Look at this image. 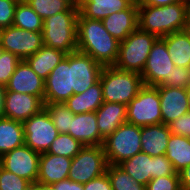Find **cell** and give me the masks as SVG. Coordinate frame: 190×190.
<instances>
[{
  "instance_id": "1",
  "label": "cell",
  "mask_w": 190,
  "mask_h": 190,
  "mask_svg": "<svg viewBox=\"0 0 190 190\" xmlns=\"http://www.w3.org/2000/svg\"><path fill=\"white\" fill-rule=\"evenodd\" d=\"M120 42L110 35L101 20L77 19V50L88 54L103 66H112L119 55Z\"/></svg>"
},
{
  "instance_id": "2",
  "label": "cell",
  "mask_w": 190,
  "mask_h": 190,
  "mask_svg": "<svg viewBox=\"0 0 190 190\" xmlns=\"http://www.w3.org/2000/svg\"><path fill=\"white\" fill-rule=\"evenodd\" d=\"M187 23V4L183 1L166 6L138 5V28L157 37L185 30Z\"/></svg>"
},
{
  "instance_id": "3",
  "label": "cell",
  "mask_w": 190,
  "mask_h": 190,
  "mask_svg": "<svg viewBox=\"0 0 190 190\" xmlns=\"http://www.w3.org/2000/svg\"><path fill=\"white\" fill-rule=\"evenodd\" d=\"M103 101L128 105L144 86L140 73L104 66L100 74Z\"/></svg>"
},
{
  "instance_id": "4",
  "label": "cell",
  "mask_w": 190,
  "mask_h": 190,
  "mask_svg": "<svg viewBox=\"0 0 190 190\" xmlns=\"http://www.w3.org/2000/svg\"><path fill=\"white\" fill-rule=\"evenodd\" d=\"M79 11H63L43 20V42L66 54L77 50Z\"/></svg>"
},
{
  "instance_id": "5",
  "label": "cell",
  "mask_w": 190,
  "mask_h": 190,
  "mask_svg": "<svg viewBox=\"0 0 190 190\" xmlns=\"http://www.w3.org/2000/svg\"><path fill=\"white\" fill-rule=\"evenodd\" d=\"M155 34L137 28L119 44V55L114 66L120 70L142 73L149 53L158 39Z\"/></svg>"
},
{
  "instance_id": "6",
  "label": "cell",
  "mask_w": 190,
  "mask_h": 190,
  "mask_svg": "<svg viewBox=\"0 0 190 190\" xmlns=\"http://www.w3.org/2000/svg\"><path fill=\"white\" fill-rule=\"evenodd\" d=\"M141 127L124 123L104 139L103 149L107 163L119 165L141 152Z\"/></svg>"
},
{
  "instance_id": "7",
  "label": "cell",
  "mask_w": 190,
  "mask_h": 190,
  "mask_svg": "<svg viewBox=\"0 0 190 190\" xmlns=\"http://www.w3.org/2000/svg\"><path fill=\"white\" fill-rule=\"evenodd\" d=\"M126 108L129 124L144 127L162 123L160 96L155 86L144 85Z\"/></svg>"
},
{
  "instance_id": "8",
  "label": "cell",
  "mask_w": 190,
  "mask_h": 190,
  "mask_svg": "<svg viewBox=\"0 0 190 190\" xmlns=\"http://www.w3.org/2000/svg\"><path fill=\"white\" fill-rule=\"evenodd\" d=\"M107 166L103 145L84 146L72 159L68 179L85 184L106 173Z\"/></svg>"
},
{
  "instance_id": "9",
  "label": "cell",
  "mask_w": 190,
  "mask_h": 190,
  "mask_svg": "<svg viewBox=\"0 0 190 190\" xmlns=\"http://www.w3.org/2000/svg\"><path fill=\"white\" fill-rule=\"evenodd\" d=\"M23 127L25 145L39 153L47 152L59 134L45 108L24 121Z\"/></svg>"
},
{
  "instance_id": "10",
  "label": "cell",
  "mask_w": 190,
  "mask_h": 190,
  "mask_svg": "<svg viewBox=\"0 0 190 190\" xmlns=\"http://www.w3.org/2000/svg\"><path fill=\"white\" fill-rule=\"evenodd\" d=\"M69 67L73 94H81L99 81L104 66L76 50L69 54Z\"/></svg>"
},
{
  "instance_id": "11",
  "label": "cell",
  "mask_w": 190,
  "mask_h": 190,
  "mask_svg": "<svg viewBox=\"0 0 190 190\" xmlns=\"http://www.w3.org/2000/svg\"><path fill=\"white\" fill-rule=\"evenodd\" d=\"M0 43L5 51L17 55L21 60L35 54L44 46L42 32H33L9 26L0 30Z\"/></svg>"
},
{
  "instance_id": "12",
  "label": "cell",
  "mask_w": 190,
  "mask_h": 190,
  "mask_svg": "<svg viewBox=\"0 0 190 190\" xmlns=\"http://www.w3.org/2000/svg\"><path fill=\"white\" fill-rule=\"evenodd\" d=\"M174 63L170 58L165 41L159 37L147 58L145 67L141 73L142 80L146 86H160L168 78H171Z\"/></svg>"
},
{
  "instance_id": "13",
  "label": "cell",
  "mask_w": 190,
  "mask_h": 190,
  "mask_svg": "<svg viewBox=\"0 0 190 190\" xmlns=\"http://www.w3.org/2000/svg\"><path fill=\"white\" fill-rule=\"evenodd\" d=\"M40 155L24 144L2 155L0 166L33 184L38 178Z\"/></svg>"
},
{
  "instance_id": "14",
  "label": "cell",
  "mask_w": 190,
  "mask_h": 190,
  "mask_svg": "<svg viewBox=\"0 0 190 190\" xmlns=\"http://www.w3.org/2000/svg\"><path fill=\"white\" fill-rule=\"evenodd\" d=\"M72 95L69 54H66L45 79L44 103H65Z\"/></svg>"
},
{
  "instance_id": "15",
  "label": "cell",
  "mask_w": 190,
  "mask_h": 190,
  "mask_svg": "<svg viewBox=\"0 0 190 190\" xmlns=\"http://www.w3.org/2000/svg\"><path fill=\"white\" fill-rule=\"evenodd\" d=\"M158 89L161 104L162 123L168 125L190 112L186 88L155 86Z\"/></svg>"
},
{
  "instance_id": "16",
  "label": "cell",
  "mask_w": 190,
  "mask_h": 190,
  "mask_svg": "<svg viewBox=\"0 0 190 190\" xmlns=\"http://www.w3.org/2000/svg\"><path fill=\"white\" fill-rule=\"evenodd\" d=\"M45 104L37 96L6 91L5 118L24 122L31 116L39 113Z\"/></svg>"
},
{
  "instance_id": "17",
  "label": "cell",
  "mask_w": 190,
  "mask_h": 190,
  "mask_svg": "<svg viewBox=\"0 0 190 190\" xmlns=\"http://www.w3.org/2000/svg\"><path fill=\"white\" fill-rule=\"evenodd\" d=\"M6 91L34 95L44 102L45 80L39 77L25 60H22L10 77Z\"/></svg>"
},
{
  "instance_id": "18",
  "label": "cell",
  "mask_w": 190,
  "mask_h": 190,
  "mask_svg": "<svg viewBox=\"0 0 190 190\" xmlns=\"http://www.w3.org/2000/svg\"><path fill=\"white\" fill-rule=\"evenodd\" d=\"M101 22L106 31L121 42L138 28V6L131 4L127 9L109 14Z\"/></svg>"
},
{
  "instance_id": "19",
  "label": "cell",
  "mask_w": 190,
  "mask_h": 190,
  "mask_svg": "<svg viewBox=\"0 0 190 190\" xmlns=\"http://www.w3.org/2000/svg\"><path fill=\"white\" fill-rule=\"evenodd\" d=\"M71 162V158L47 152L41 153L37 182L52 185L68 179Z\"/></svg>"
},
{
  "instance_id": "20",
  "label": "cell",
  "mask_w": 190,
  "mask_h": 190,
  "mask_svg": "<svg viewBox=\"0 0 190 190\" xmlns=\"http://www.w3.org/2000/svg\"><path fill=\"white\" fill-rule=\"evenodd\" d=\"M68 134L80 141L84 146L103 145L104 143L97 126L95 112L74 115Z\"/></svg>"
},
{
  "instance_id": "21",
  "label": "cell",
  "mask_w": 190,
  "mask_h": 190,
  "mask_svg": "<svg viewBox=\"0 0 190 190\" xmlns=\"http://www.w3.org/2000/svg\"><path fill=\"white\" fill-rule=\"evenodd\" d=\"M95 113L97 126L103 140L111 135L120 125L127 122V108L124 104L103 102Z\"/></svg>"
},
{
  "instance_id": "22",
  "label": "cell",
  "mask_w": 190,
  "mask_h": 190,
  "mask_svg": "<svg viewBox=\"0 0 190 190\" xmlns=\"http://www.w3.org/2000/svg\"><path fill=\"white\" fill-rule=\"evenodd\" d=\"M171 131L163 123L141 127V152L151 157L165 155Z\"/></svg>"
},
{
  "instance_id": "23",
  "label": "cell",
  "mask_w": 190,
  "mask_h": 190,
  "mask_svg": "<svg viewBox=\"0 0 190 190\" xmlns=\"http://www.w3.org/2000/svg\"><path fill=\"white\" fill-rule=\"evenodd\" d=\"M100 80L81 94H73L64 104L74 114L97 111L103 104Z\"/></svg>"
},
{
  "instance_id": "24",
  "label": "cell",
  "mask_w": 190,
  "mask_h": 190,
  "mask_svg": "<svg viewBox=\"0 0 190 190\" xmlns=\"http://www.w3.org/2000/svg\"><path fill=\"white\" fill-rule=\"evenodd\" d=\"M170 54L174 66L190 68V34L185 30L161 37Z\"/></svg>"
},
{
  "instance_id": "25",
  "label": "cell",
  "mask_w": 190,
  "mask_h": 190,
  "mask_svg": "<svg viewBox=\"0 0 190 190\" xmlns=\"http://www.w3.org/2000/svg\"><path fill=\"white\" fill-rule=\"evenodd\" d=\"M63 51L43 46L35 54L25 59L31 69L43 80H45L52 70L65 58Z\"/></svg>"
},
{
  "instance_id": "26",
  "label": "cell",
  "mask_w": 190,
  "mask_h": 190,
  "mask_svg": "<svg viewBox=\"0 0 190 190\" xmlns=\"http://www.w3.org/2000/svg\"><path fill=\"white\" fill-rule=\"evenodd\" d=\"M130 5L127 0H82L79 13L88 19L102 20L109 14L127 9Z\"/></svg>"
},
{
  "instance_id": "27",
  "label": "cell",
  "mask_w": 190,
  "mask_h": 190,
  "mask_svg": "<svg viewBox=\"0 0 190 190\" xmlns=\"http://www.w3.org/2000/svg\"><path fill=\"white\" fill-rule=\"evenodd\" d=\"M119 166L137 182L145 186L153 179L154 157L147 153H137L133 157L124 160Z\"/></svg>"
},
{
  "instance_id": "28",
  "label": "cell",
  "mask_w": 190,
  "mask_h": 190,
  "mask_svg": "<svg viewBox=\"0 0 190 190\" xmlns=\"http://www.w3.org/2000/svg\"><path fill=\"white\" fill-rule=\"evenodd\" d=\"M23 123L13 119H0V157L24 145Z\"/></svg>"
},
{
  "instance_id": "29",
  "label": "cell",
  "mask_w": 190,
  "mask_h": 190,
  "mask_svg": "<svg viewBox=\"0 0 190 190\" xmlns=\"http://www.w3.org/2000/svg\"><path fill=\"white\" fill-rule=\"evenodd\" d=\"M165 156L171 161L177 173L190 165V138L172 134L167 143Z\"/></svg>"
},
{
  "instance_id": "30",
  "label": "cell",
  "mask_w": 190,
  "mask_h": 190,
  "mask_svg": "<svg viewBox=\"0 0 190 190\" xmlns=\"http://www.w3.org/2000/svg\"><path fill=\"white\" fill-rule=\"evenodd\" d=\"M13 26L33 31H43V19L32 9L28 2H18L15 8Z\"/></svg>"
},
{
  "instance_id": "31",
  "label": "cell",
  "mask_w": 190,
  "mask_h": 190,
  "mask_svg": "<svg viewBox=\"0 0 190 190\" xmlns=\"http://www.w3.org/2000/svg\"><path fill=\"white\" fill-rule=\"evenodd\" d=\"M106 173L113 190H146V186L137 182L119 165L108 164Z\"/></svg>"
},
{
  "instance_id": "32",
  "label": "cell",
  "mask_w": 190,
  "mask_h": 190,
  "mask_svg": "<svg viewBox=\"0 0 190 190\" xmlns=\"http://www.w3.org/2000/svg\"><path fill=\"white\" fill-rule=\"evenodd\" d=\"M84 145L67 133H59L51 143L47 153L73 159Z\"/></svg>"
},
{
  "instance_id": "33",
  "label": "cell",
  "mask_w": 190,
  "mask_h": 190,
  "mask_svg": "<svg viewBox=\"0 0 190 190\" xmlns=\"http://www.w3.org/2000/svg\"><path fill=\"white\" fill-rule=\"evenodd\" d=\"M53 124L59 133H69V127L74 114L64 103H44Z\"/></svg>"
},
{
  "instance_id": "34",
  "label": "cell",
  "mask_w": 190,
  "mask_h": 190,
  "mask_svg": "<svg viewBox=\"0 0 190 190\" xmlns=\"http://www.w3.org/2000/svg\"><path fill=\"white\" fill-rule=\"evenodd\" d=\"M27 2L43 20L63 11H79L64 0H28Z\"/></svg>"
},
{
  "instance_id": "35",
  "label": "cell",
  "mask_w": 190,
  "mask_h": 190,
  "mask_svg": "<svg viewBox=\"0 0 190 190\" xmlns=\"http://www.w3.org/2000/svg\"><path fill=\"white\" fill-rule=\"evenodd\" d=\"M31 183L0 166V190H30Z\"/></svg>"
},
{
  "instance_id": "36",
  "label": "cell",
  "mask_w": 190,
  "mask_h": 190,
  "mask_svg": "<svg viewBox=\"0 0 190 190\" xmlns=\"http://www.w3.org/2000/svg\"><path fill=\"white\" fill-rule=\"evenodd\" d=\"M22 60L15 54L9 51L3 52L0 56V84L6 86L16 70L17 65Z\"/></svg>"
},
{
  "instance_id": "37",
  "label": "cell",
  "mask_w": 190,
  "mask_h": 190,
  "mask_svg": "<svg viewBox=\"0 0 190 190\" xmlns=\"http://www.w3.org/2000/svg\"><path fill=\"white\" fill-rule=\"evenodd\" d=\"M146 190H181L180 176L169 175L153 178L147 183Z\"/></svg>"
},
{
  "instance_id": "38",
  "label": "cell",
  "mask_w": 190,
  "mask_h": 190,
  "mask_svg": "<svg viewBox=\"0 0 190 190\" xmlns=\"http://www.w3.org/2000/svg\"><path fill=\"white\" fill-rule=\"evenodd\" d=\"M171 78H168L160 86H170L175 88H187L190 85V68L174 66Z\"/></svg>"
},
{
  "instance_id": "39",
  "label": "cell",
  "mask_w": 190,
  "mask_h": 190,
  "mask_svg": "<svg viewBox=\"0 0 190 190\" xmlns=\"http://www.w3.org/2000/svg\"><path fill=\"white\" fill-rule=\"evenodd\" d=\"M17 4L15 0H0V30L13 26Z\"/></svg>"
},
{
  "instance_id": "40",
  "label": "cell",
  "mask_w": 190,
  "mask_h": 190,
  "mask_svg": "<svg viewBox=\"0 0 190 190\" xmlns=\"http://www.w3.org/2000/svg\"><path fill=\"white\" fill-rule=\"evenodd\" d=\"M169 175H179L171 161L165 155L154 157L153 178Z\"/></svg>"
},
{
  "instance_id": "41",
  "label": "cell",
  "mask_w": 190,
  "mask_h": 190,
  "mask_svg": "<svg viewBox=\"0 0 190 190\" xmlns=\"http://www.w3.org/2000/svg\"><path fill=\"white\" fill-rule=\"evenodd\" d=\"M172 134L187 136L190 138V112L168 124Z\"/></svg>"
},
{
  "instance_id": "42",
  "label": "cell",
  "mask_w": 190,
  "mask_h": 190,
  "mask_svg": "<svg viewBox=\"0 0 190 190\" xmlns=\"http://www.w3.org/2000/svg\"><path fill=\"white\" fill-rule=\"evenodd\" d=\"M84 190H113L107 173L84 184Z\"/></svg>"
},
{
  "instance_id": "43",
  "label": "cell",
  "mask_w": 190,
  "mask_h": 190,
  "mask_svg": "<svg viewBox=\"0 0 190 190\" xmlns=\"http://www.w3.org/2000/svg\"><path fill=\"white\" fill-rule=\"evenodd\" d=\"M181 190H190V165L179 172Z\"/></svg>"
},
{
  "instance_id": "44",
  "label": "cell",
  "mask_w": 190,
  "mask_h": 190,
  "mask_svg": "<svg viewBox=\"0 0 190 190\" xmlns=\"http://www.w3.org/2000/svg\"><path fill=\"white\" fill-rule=\"evenodd\" d=\"M59 190H84V184L65 179L59 182Z\"/></svg>"
},
{
  "instance_id": "45",
  "label": "cell",
  "mask_w": 190,
  "mask_h": 190,
  "mask_svg": "<svg viewBox=\"0 0 190 190\" xmlns=\"http://www.w3.org/2000/svg\"><path fill=\"white\" fill-rule=\"evenodd\" d=\"M182 0H140L139 5H148V6H166L181 2Z\"/></svg>"
},
{
  "instance_id": "46",
  "label": "cell",
  "mask_w": 190,
  "mask_h": 190,
  "mask_svg": "<svg viewBox=\"0 0 190 190\" xmlns=\"http://www.w3.org/2000/svg\"><path fill=\"white\" fill-rule=\"evenodd\" d=\"M30 190H59V182L52 185L35 182L31 184Z\"/></svg>"
},
{
  "instance_id": "47",
  "label": "cell",
  "mask_w": 190,
  "mask_h": 190,
  "mask_svg": "<svg viewBox=\"0 0 190 190\" xmlns=\"http://www.w3.org/2000/svg\"><path fill=\"white\" fill-rule=\"evenodd\" d=\"M6 86L0 84V119L5 117Z\"/></svg>"
},
{
  "instance_id": "48",
  "label": "cell",
  "mask_w": 190,
  "mask_h": 190,
  "mask_svg": "<svg viewBox=\"0 0 190 190\" xmlns=\"http://www.w3.org/2000/svg\"><path fill=\"white\" fill-rule=\"evenodd\" d=\"M67 2L71 7L79 9L82 0H64Z\"/></svg>"
},
{
  "instance_id": "49",
  "label": "cell",
  "mask_w": 190,
  "mask_h": 190,
  "mask_svg": "<svg viewBox=\"0 0 190 190\" xmlns=\"http://www.w3.org/2000/svg\"><path fill=\"white\" fill-rule=\"evenodd\" d=\"M127 1L130 2L132 5L138 6L140 0H127Z\"/></svg>"
},
{
  "instance_id": "50",
  "label": "cell",
  "mask_w": 190,
  "mask_h": 190,
  "mask_svg": "<svg viewBox=\"0 0 190 190\" xmlns=\"http://www.w3.org/2000/svg\"><path fill=\"white\" fill-rule=\"evenodd\" d=\"M186 91H187V98H188L189 106H190V85L186 88Z\"/></svg>"
},
{
  "instance_id": "51",
  "label": "cell",
  "mask_w": 190,
  "mask_h": 190,
  "mask_svg": "<svg viewBox=\"0 0 190 190\" xmlns=\"http://www.w3.org/2000/svg\"><path fill=\"white\" fill-rule=\"evenodd\" d=\"M187 16L190 19V2L187 4Z\"/></svg>"
},
{
  "instance_id": "52",
  "label": "cell",
  "mask_w": 190,
  "mask_h": 190,
  "mask_svg": "<svg viewBox=\"0 0 190 190\" xmlns=\"http://www.w3.org/2000/svg\"><path fill=\"white\" fill-rule=\"evenodd\" d=\"M186 30H187V31L189 32V34H190V19H188V23H187Z\"/></svg>"
},
{
  "instance_id": "53",
  "label": "cell",
  "mask_w": 190,
  "mask_h": 190,
  "mask_svg": "<svg viewBox=\"0 0 190 190\" xmlns=\"http://www.w3.org/2000/svg\"><path fill=\"white\" fill-rule=\"evenodd\" d=\"M3 52H4V49L2 48L1 43H0V56L3 54Z\"/></svg>"
},
{
  "instance_id": "54",
  "label": "cell",
  "mask_w": 190,
  "mask_h": 190,
  "mask_svg": "<svg viewBox=\"0 0 190 190\" xmlns=\"http://www.w3.org/2000/svg\"><path fill=\"white\" fill-rule=\"evenodd\" d=\"M17 2H27L28 0H15Z\"/></svg>"
},
{
  "instance_id": "55",
  "label": "cell",
  "mask_w": 190,
  "mask_h": 190,
  "mask_svg": "<svg viewBox=\"0 0 190 190\" xmlns=\"http://www.w3.org/2000/svg\"><path fill=\"white\" fill-rule=\"evenodd\" d=\"M182 1L185 2L186 4L190 2V0H182Z\"/></svg>"
}]
</instances>
